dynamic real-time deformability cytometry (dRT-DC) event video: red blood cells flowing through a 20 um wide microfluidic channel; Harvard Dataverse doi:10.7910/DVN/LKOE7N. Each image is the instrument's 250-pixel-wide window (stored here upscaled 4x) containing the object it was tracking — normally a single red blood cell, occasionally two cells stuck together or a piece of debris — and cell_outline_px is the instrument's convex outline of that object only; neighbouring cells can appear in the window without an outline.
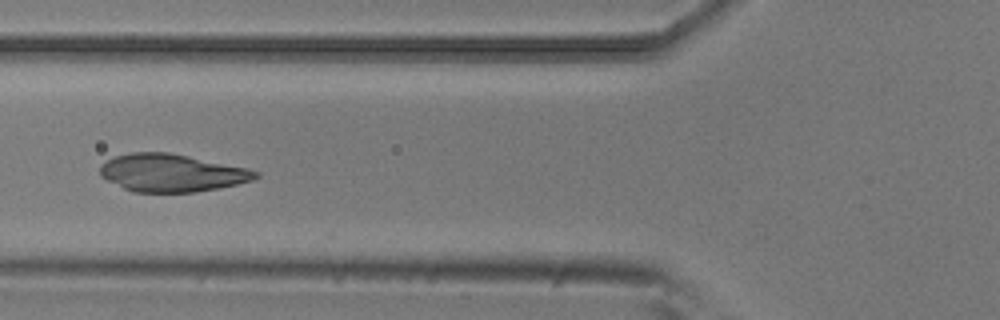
{"species": "common noctule bat (a hibernating species)", "species_latin": "Nyctalus noctula", "temperature_condition": "room temperature", "stored_images_in_passage": 50, "camera_frame_rate_fps": 3000, "um_per_image_px": 0.085, "animal": {"sex": "male", "body_mass_g": 20.5, "forearm_length_mm": 52.5}, "frame": {"image": 1, "passage_image": 20, "time_ms": 6.333, "image_size_px": [1000, 320], "cell_outline_px": [[260, 176], [252, 180], [236, 184], [216, 188], [192, 192], [132, 192], [100, 176], [100, 164], [116, 156], [128, 152], [168, 152], [248, 168], [260, 172]], "centroid_in_image_um": [14.58, 14.69], "position_along_channel_um": 111.2, "area_um2": 33.93}}
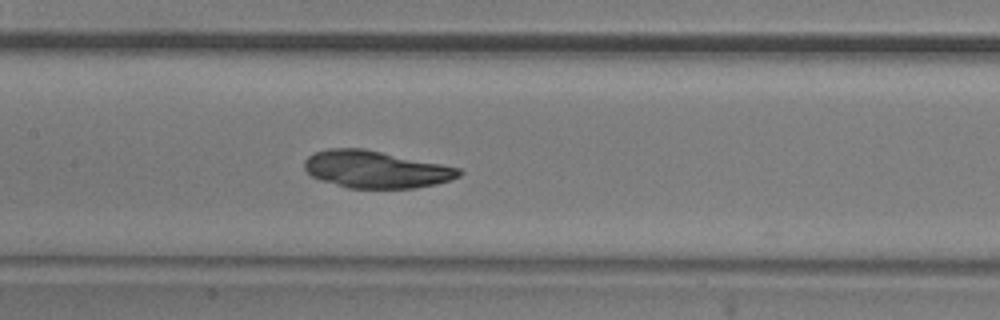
{"frame": {"image": 2, "passage_image": 25, "time_ms": 8.0, "image_size_px": [1000, 320], "cell_outline_px": [[464, 172], [460, 176], [436, 184], [416, 188], [348, 188], [320, 180], [312, 176], [304, 168], [304, 160], [308, 156], [316, 152], [328, 148], [364, 148], [460, 168]], "centroid_in_image_um": [31.93, 14.4], "position_along_channel_um": 175.5, "area_um2": 33.47}}
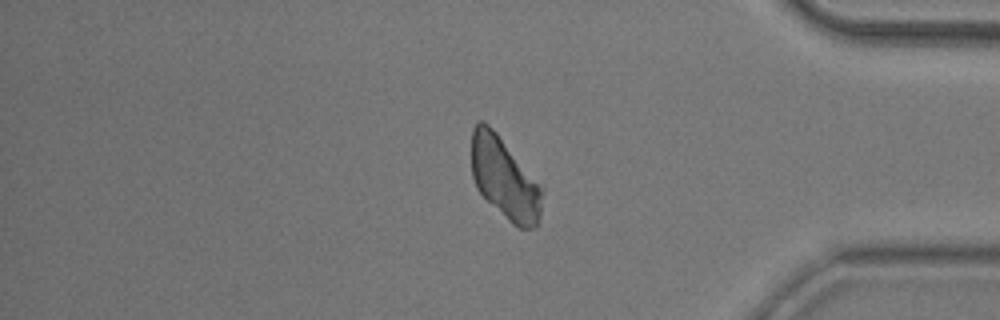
{"frame": {"image": 3, "passage_image": 44, "time_ms": 14.333, "image_size_px": [1000, 320], "cell_outline_px": [[544, 192], [540, 224], [536, 228], [520, 228], [512, 224], [476, 188], [472, 176], [472, 128], [480, 120], [484, 120], [496, 132], [544, 188]], "centroid_in_image_um": [42.94, 15.19], "position_along_channel_um": 392.3, "area_um2": 33.76}}